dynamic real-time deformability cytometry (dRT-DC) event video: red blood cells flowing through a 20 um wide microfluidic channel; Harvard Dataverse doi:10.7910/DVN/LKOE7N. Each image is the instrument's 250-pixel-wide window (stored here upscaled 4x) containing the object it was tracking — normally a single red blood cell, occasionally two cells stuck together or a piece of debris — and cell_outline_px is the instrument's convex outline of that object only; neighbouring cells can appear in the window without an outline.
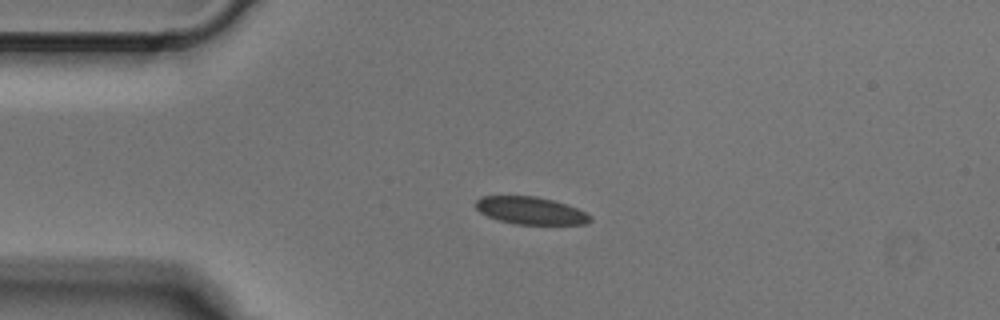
{"species": "Egyptian fruit bat (a non-hibernating species)", "species_latin": "Rousettus aegyptiacus", "temperature_condition": "cold", "stored_images_in_passage": 4, "camera_frame_rate_fps": 3000, "um_per_image_px": 0.085, "animal": {"sex": "male"}, "frame": {"image": 1, "passage_image": 3, "time_ms": 0.667, "image_size_px": [1000, 320], "cell_outline_px": [[592, 220], [588, 224], [516, 224], [500, 220], [488, 216], [480, 212], [476, 208], [476, 200], [480, 196], [536, 196], [552, 200], [576, 208], [592, 216]], "centroid_in_image_um": [45.1, 17.9], "position_along_channel_um": 39.9, "area_um2": 18.15}}